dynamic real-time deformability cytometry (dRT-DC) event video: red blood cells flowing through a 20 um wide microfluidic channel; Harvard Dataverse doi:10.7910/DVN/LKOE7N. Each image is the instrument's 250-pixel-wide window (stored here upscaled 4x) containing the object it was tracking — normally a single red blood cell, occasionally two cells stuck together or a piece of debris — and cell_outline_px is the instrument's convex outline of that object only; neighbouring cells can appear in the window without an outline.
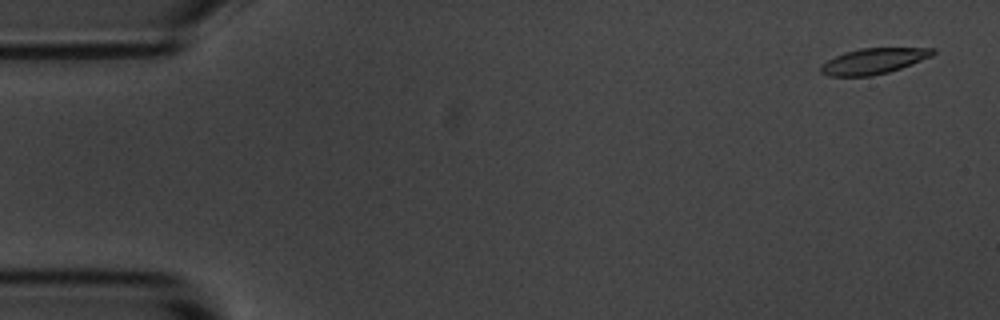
{"species": "common noctule bat (a hibernating species)", "species_latin": "Nyctalus noctula", "temperature_condition": "room temperature", "stored_images_in_passage": 4, "camera_frame_rate_fps": 3000, "um_per_image_px": 0.085, "animal": {"sex": "male", "body_mass_g": 20.1, "forearm_length_mm": 53.5}, "frame": {"image": 1, "passage_image": 1, "time_ms": 0.0, "image_size_px": [1000, 320], "cell_outline_px": [[936, 52], [932, 56], [912, 64], [888, 72], [872, 76], [828, 76], [820, 72], [820, 68], [828, 60], [844, 52], [860, 48], [936, 48]], "centroid_in_image_um": [74.27, 5.19], "position_along_channel_um": 10.7, "area_um2": 16.7}}